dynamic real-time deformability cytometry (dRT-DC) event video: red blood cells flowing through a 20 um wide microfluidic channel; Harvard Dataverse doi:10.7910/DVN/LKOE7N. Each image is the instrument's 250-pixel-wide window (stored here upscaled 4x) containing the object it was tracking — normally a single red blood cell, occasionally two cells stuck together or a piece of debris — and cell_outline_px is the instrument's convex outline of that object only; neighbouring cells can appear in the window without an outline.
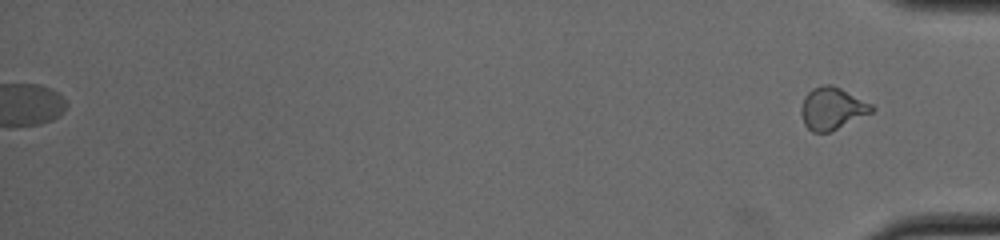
{"species": "common noctule bat (a hibernating species)", "species_latin": "Nyctalus noctula", "temperature_condition": "cold", "stored_images_in_passage": 41, "segment_of_instrument_passage": [2, 2], "camera_frame_rate_fps": 3000, "um_per_image_px": 0.085, "animal": {"sex": "male", "body_mass_g": 19.0, "forearm_length_mm": 50.8}, "frame": {"image": 1, "passage_image": 41, "time_ms": 13.333, "image_size_px": [1000, 240], "cell_outline_px": [[876, 108], [872, 112], [828, 132], [812, 132], [804, 124], [800, 112], [800, 108], [804, 96], [812, 88], [820, 84], [828, 84], [840, 88], [872, 104]], "centroid_in_image_um": [70.69, 9.2], "position_along_channel_um": 364.5, "area_um2": 17.22}}